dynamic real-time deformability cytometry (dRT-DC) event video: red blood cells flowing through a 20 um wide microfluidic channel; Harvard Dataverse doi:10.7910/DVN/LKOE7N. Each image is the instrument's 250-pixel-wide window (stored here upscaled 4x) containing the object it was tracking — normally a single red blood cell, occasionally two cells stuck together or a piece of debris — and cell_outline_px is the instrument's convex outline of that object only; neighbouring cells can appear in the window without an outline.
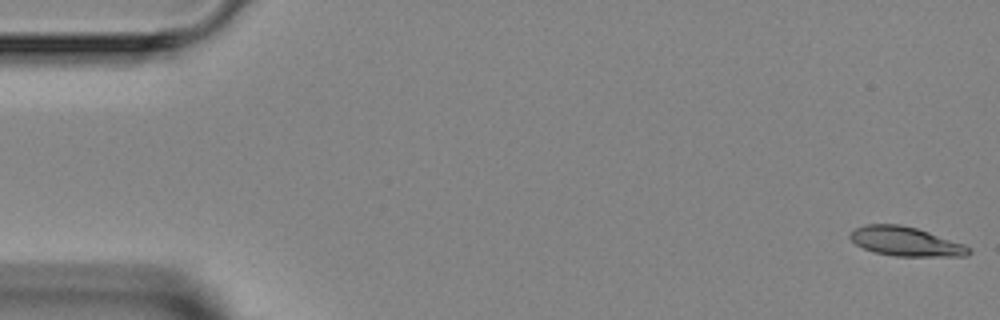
{"species": "Egyptian fruit bat (a non-hibernating species)", "species_latin": "Rousettus aegyptiacus", "temperature_condition": "room temperature", "stored_images_in_passage": 7, "camera_frame_rate_fps": 3000, "um_per_image_px": 0.085, "animal": {"sex": "female"}, "frame": {"image": 1, "passage_image": 1, "time_ms": 0.0, "image_size_px": [1000, 320], "cell_outline_px": [[972, 252], [968, 256], [896, 256], [872, 252], [856, 244], [848, 236], [856, 228], [864, 224], [900, 224], [916, 228], [964, 244], [972, 248]], "centroid_in_image_um": [77.0, 20.53], "position_along_channel_um": 8.0, "area_um2": 20.17}}
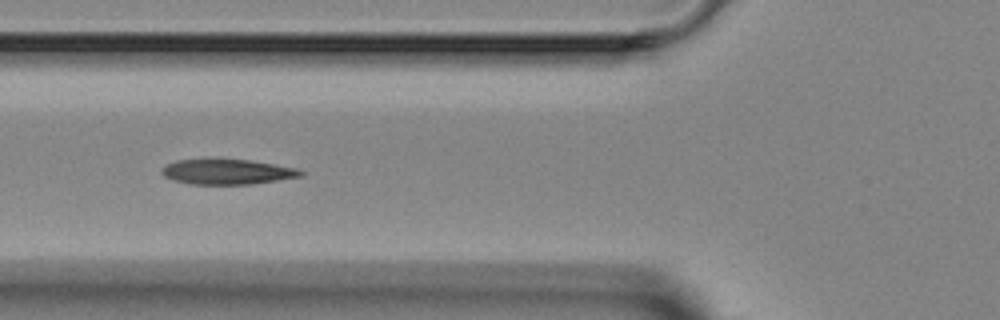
{"frame": {"image": 2, "passage_image": 6, "time_ms": 5.667, "image_size_px": [1000, 320], "cell_outline_px": [[304, 176], [252, 184], [192, 184], [172, 180], [164, 176], [160, 172], [160, 168], [176, 160], [248, 160], [296, 168], [304, 172]], "centroid_in_image_um": [19.3, 14.62], "position_along_channel_um": 106.5, "area_um2": 20.11}}
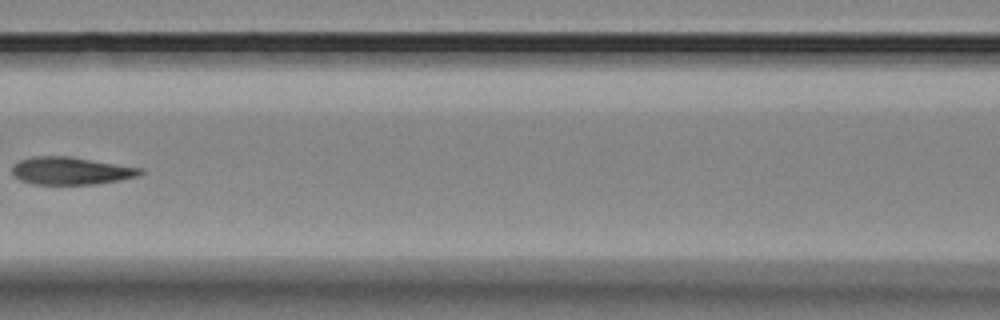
{"frame": {"image": 3, "passage_image": 7, "time_ms": 7.0, "image_size_px": [1000, 320], "cell_outline_px": [[144, 172], [140, 176], [96, 184], [36, 184], [20, 180], [12, 176], [12, 164], [20, 160], [32, 156], [68, 156], [144, 168]], "centroid_in_image_um": [6.02, 14.51], "position_along_channel_um": 160.6, "area_um2": 20.75}}